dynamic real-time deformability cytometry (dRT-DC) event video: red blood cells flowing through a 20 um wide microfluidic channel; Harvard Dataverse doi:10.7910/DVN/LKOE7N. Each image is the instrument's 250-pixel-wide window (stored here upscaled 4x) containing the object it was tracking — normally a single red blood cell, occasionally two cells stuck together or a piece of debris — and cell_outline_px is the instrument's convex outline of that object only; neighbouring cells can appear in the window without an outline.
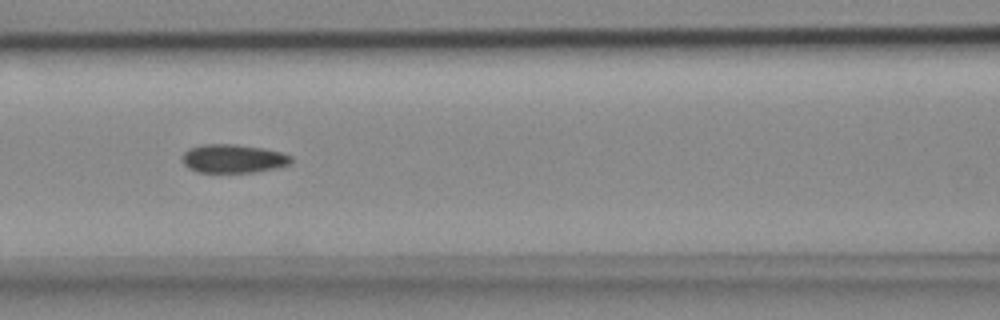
{"species": "common noctule bat (a hibernating species)", "species_latin": "Nyctalus noctula", "temperature_condition": "cold", "stored_images_in_passage": 9, "camera_frame_rate_fps": 3000, "um_per_image_px": 0.085, "animal": {"sex": "female", "body_mass_g": 18.4}, "frame": {"image": 1, "passage_image": 6, "time_ms": 1.667, "image_size_px": [1000, 320], "cell_outline_px": [[292, 160], [288, 164], [276, 168], [252, 172], [196, 172], [188, 168], [184, 164], [184, 152], [188, 148], [204, 144], [236, 144], [264, 148], [280, 152], [292, 156]], "centroid_in_image_um": [19.82, 13.47], "position_along_channel_um": 146.8, "area_um2": 18.03}}
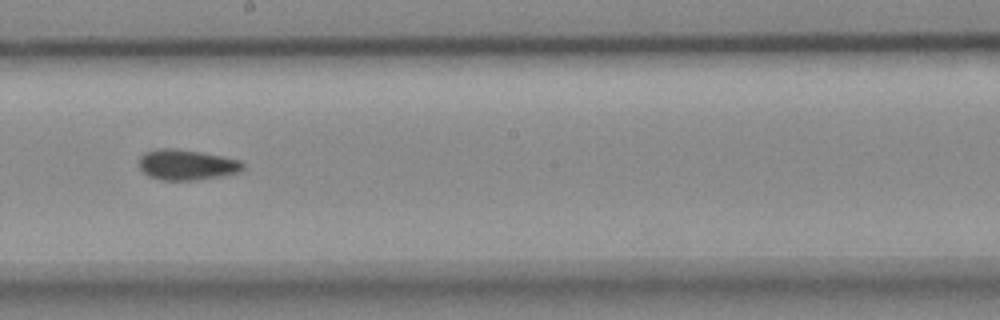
{"frame": {"image": 2, "passage_image": 8, "time_ms": 2.333, "image_size_px": [1000, 320], "cell_outline_px": [[244, 168], [236, 172], [216, 176], [192, 180], [160, 180], [148, 176], [140, 168], [140, 156], [144, 152], [156, 148], [172, 148], [200, 152], [240, 160], [244, 164]], "centroid_in_image_um": [15.8, 13.99], "position_along_channel_um": 232.4, "area_um2": 18.15}}
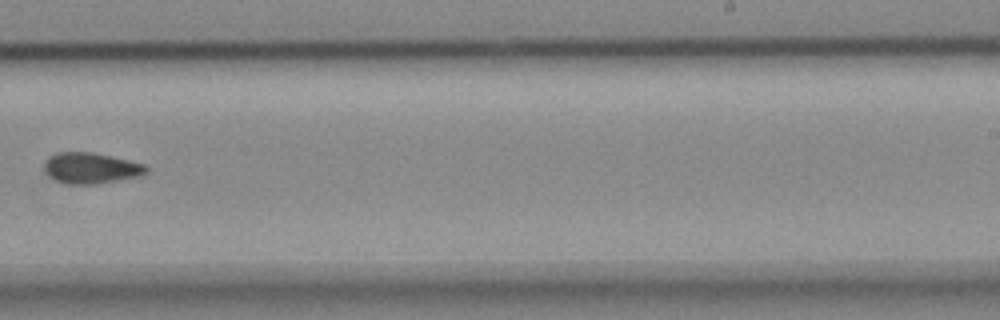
{"frame": {"image": 3, "passage_image": 9, "time_ms": 2.667, "image_size_px": [1000, 320], "cell_outline_px": [[148, 172], [140, 176], [96, 184], [72, 184], [56, 180], [44, 168], [44, 160], [48, 156], [56, 152], [92, 152], [128, 160], [144, 164], [148, 168]], "centroid_in_image_um": [7.74, 14.27], "position_along_channel_um": 281.3, "area_um2": 18.21}}